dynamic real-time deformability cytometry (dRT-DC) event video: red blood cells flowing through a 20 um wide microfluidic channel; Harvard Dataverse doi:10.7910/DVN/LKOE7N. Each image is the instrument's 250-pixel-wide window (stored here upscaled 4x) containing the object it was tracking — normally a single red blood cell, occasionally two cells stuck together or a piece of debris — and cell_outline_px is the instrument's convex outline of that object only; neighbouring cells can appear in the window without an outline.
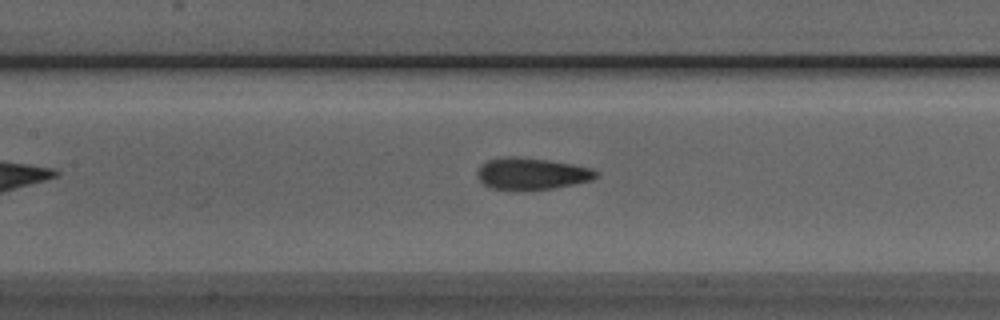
{"species": "Egyptian fruit bat (a non-hibernating species)", "species_latin": "Rousettus aegyptiacus", "temperature_condition": "room temperature", "stored_images_in_passage": 22, "camera_frame_rate_fps": 3000, "um_per_image_px": 0.085, "animal": {"sex": "male"}, "frame": {"image": 1, "passage_image": 8, "time_ms": 2.333, "image_size_px": [1000, 320], "cell_outline_px": [[600, 176], [592, 180], [552, 188], [512, 192], [488, 188], [476, 176], [476, 172], [488, 160], [508, 156], [512, 156], [548, 160], [572, 164], [592, 168], [600, 172]], "centroid_in_image_um": [45.19, 14.79], "position_along_channel_um": 162.2, "area_um2": 22.37}}
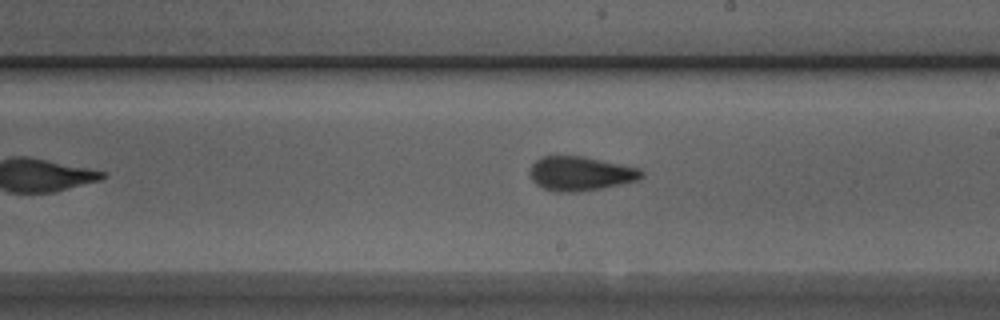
{"frame": {"image": 2, "passage_image": 14, "time_ms": 4.333, "image_size_px": [1000, 320], "cell_outline_px": [[644, 176], [636, 180], [620, 184], [600, 188], [576, 192], [556, 192], [544, 188], [536, 184], [532, 180], [528, 172], [532, 164], [540, 156], [584, 156], [640, 168], [644, 172]], "centroid_in_image_um": [49.31, 14.74], "position_along_channel_um": 239.7, "area_um2": 22.31}}
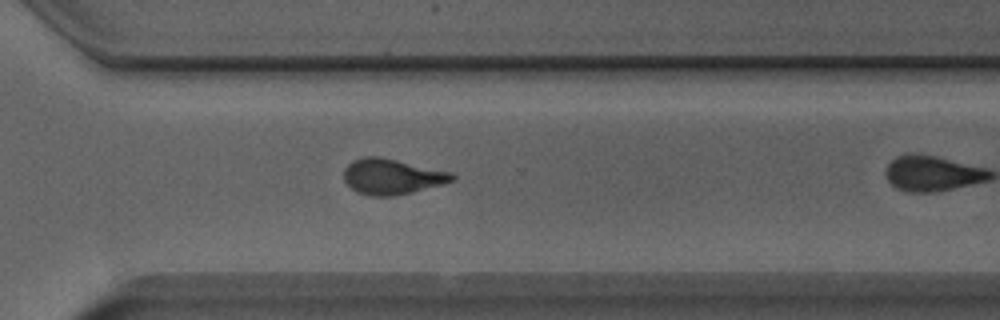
{"frame": {"image": 3, "passage_image": 18, "time_ms": 5.667, "image_size_px": [1000, 320], "cell_outline_px": [[456, 176], [452, 180], [444, 184], [412, 192], [392, 196], [368, 196], [356, 192], [344, 180], [344, 168], [352, 160], [364, 156], [380, 156], [452, 172]], "centroid_in_image_um": [33.3, 15.0], "position_along_channel_um": 337.3, "area_um2": 22.54}}